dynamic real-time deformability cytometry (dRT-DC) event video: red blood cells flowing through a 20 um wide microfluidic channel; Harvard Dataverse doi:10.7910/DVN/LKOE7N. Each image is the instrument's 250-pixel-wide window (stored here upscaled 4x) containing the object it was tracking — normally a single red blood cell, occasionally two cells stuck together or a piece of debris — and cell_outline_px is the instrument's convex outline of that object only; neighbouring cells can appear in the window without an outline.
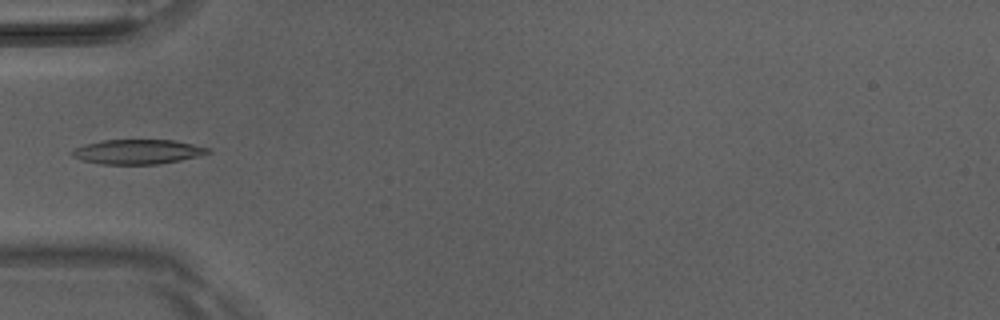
{"species": "Egyptian fruit bat (a non-hibernating species)", "species_latin": "Rousettus aegyptiacus", "temperature_condition": "room temperature", "stored_images_in_passage": 5, "camera_frame_rate_fps": 3000, "um_per_image_px": 0.085, "animal": {"sex": "male"}, "frame": {"image": 1, "passage_image": 5, "time_ms": 1.333, "image_size_px": [1000, 320], "cell_outline_px": [[212, 152], [180, 160], [160, 164], [100, 164], [84, 160], [72, 156], [68, 152], [72, 148], [84, 144], [100, 140], [172, 140], [212, 148]], "centroid_in_image_um": [11.65, 12.89], "position_along_channel_um": 73.3, "area_um2": 19.59}}